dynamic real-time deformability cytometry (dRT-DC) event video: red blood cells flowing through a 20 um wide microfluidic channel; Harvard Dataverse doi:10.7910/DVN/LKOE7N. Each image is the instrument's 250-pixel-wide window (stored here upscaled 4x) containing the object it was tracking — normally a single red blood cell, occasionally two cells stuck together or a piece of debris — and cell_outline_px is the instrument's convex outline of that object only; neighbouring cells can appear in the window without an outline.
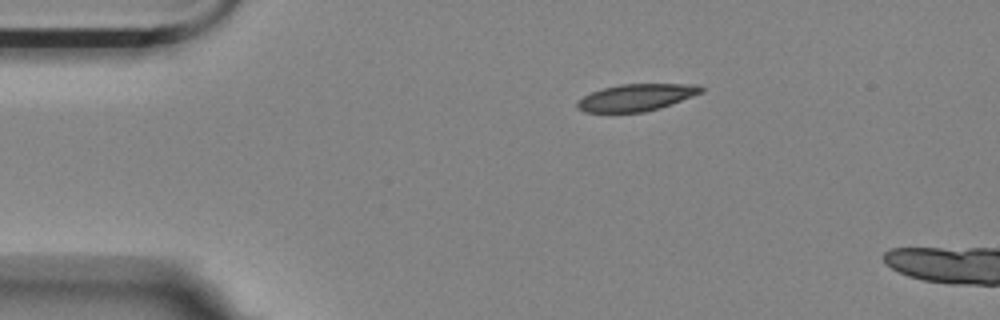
{"species": "Egyptian fruit bat (a non-hibernating species)", "species_latin": "Rousettus aegyptiacus", "temperature_condition": "room temperature", "stored_images_in_passage": 44, "camera_frame_rate_fps": 3000, "um_per_image_px": 0.085, "animal": {"sex": "female"}, "frame": {"image": 1, "passage_image": 1, "time_ms": 0.0, "image_size_px": [1000, 320], "cell_outline_px": [[704, 92], [660, 108], [644, 112], [584, 112], [576, 108], [576, 104], [584, 96], [592, 92], [604, 88], [620, 84], [696, 84], [704, 88]], "centroid_in_image_um": [54.11, 8.28], "position_along_channel_um": 30.9, "area_um2": 19.36}}
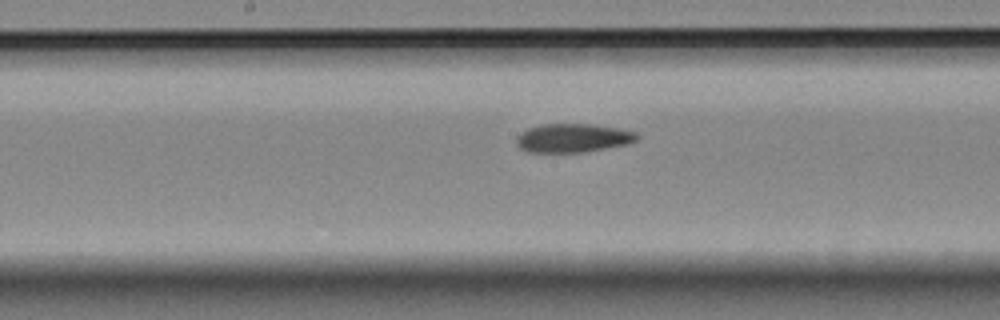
{"frame": {"image": 2, "passage_image": 19, "time_ms": 6.0, "image_size_px": [1000, 320], "cell_outline_px": [[640, 136], [636, 140], [624, 144], [584, 152], [528, 152], [520, 148], [516, 144], [516, 136], [520, 132], [528, 128], [540, 124], [588, 124], [620, 128], [636, 132]], "centroid_in_image_um": [48.65, 11.72], "position_along_channel_um": 199.6, "area_um2": 20.11}}
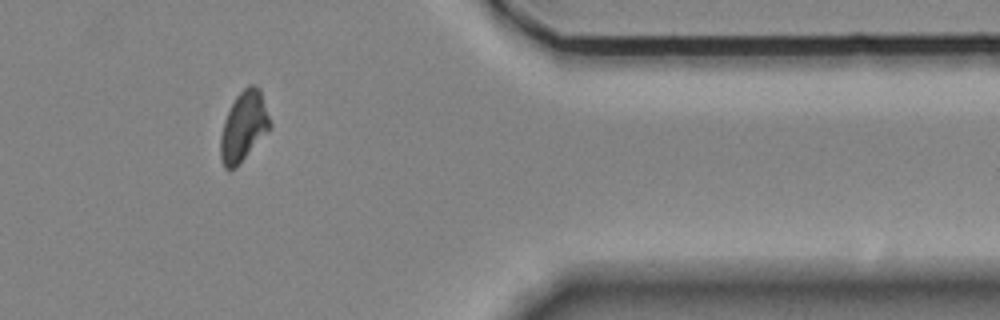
{"frame": {"image": 3, "passage_image": 37, "time_ms": 12.0, "image_size_px": [1000, 320], "cell_outline_px": [[272, 128], [236, 168], [228, 172], [224, 168], [220, 160], [220, 136], [224, 120], [236, 96], [248, 84], [252, 84], [260, 88], [272, 124]], "centroid_in_image_um": [20.72, 10.79], "position_along_channel_um": 390.7, "area_um2": 20.52}}